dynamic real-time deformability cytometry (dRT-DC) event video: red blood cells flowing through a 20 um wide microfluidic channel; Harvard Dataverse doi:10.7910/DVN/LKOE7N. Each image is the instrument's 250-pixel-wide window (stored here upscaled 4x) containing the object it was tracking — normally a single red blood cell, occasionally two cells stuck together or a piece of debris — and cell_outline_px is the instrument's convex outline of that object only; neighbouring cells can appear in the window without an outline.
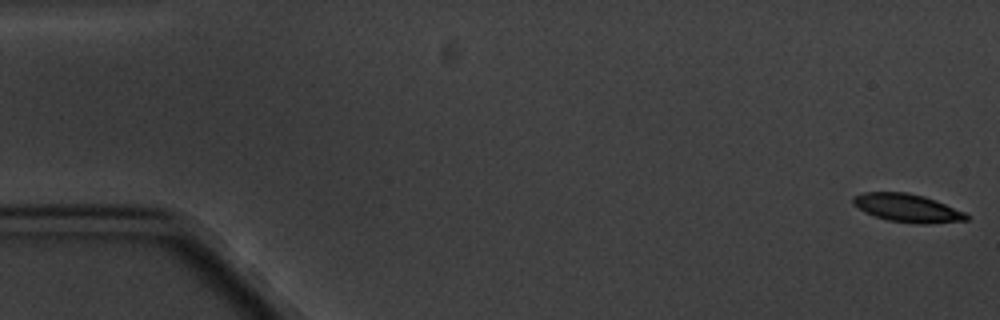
{"species": "common noctule bat (a hibernating species)", "species_latin": "Nyctalus noctula", "temperature_condition": "cold", "stored_images_in_passage": 4, "camera_frame_rate_fps": 3000, "um_per_image_px": 0.085, "animal": {"sex": "male", "body_mass_g": 20.1, "forearm_length_mm": 53.5}, "frame": {"image": 1, "passage_image": 1, "time_ms": 0.0, "image_size_px": [1000, 320], "cell_outline_px": [[972, 216], [968, 220], [928, 224], [920, 224], [888, 220], [864, 212], [852, 204], [852, 196], [864, 192], [908, 192], [924, 196], [936, 200], [964, 212]], "centroid_in_image_um": [77.13, 17.67], "position_along_channel_um": 7.9, "area_um2": 18.73}}
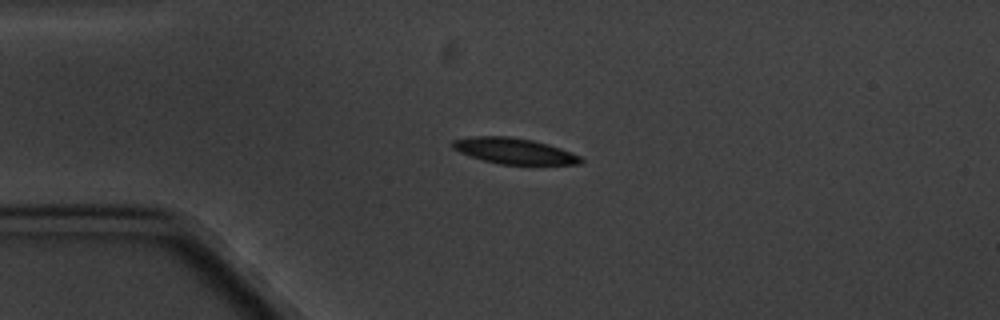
{"frame": {"image": 2, "passage_image": 4, "time_ms": 4.333, "image_size_px": [1000, 320], "cell_outline_px": [[584, 160], [580, 164], [500, 164], [484, 160], [460, 152], [452, 148], [452, 140], [472, 136], [508, 136], [532, 140], [548, 144], [560, 148], [580, 156]], "centroid_in_image_um": [43.69, 12.82], "position_along_channel_um": 41.3, "area_um2": 19.07}}